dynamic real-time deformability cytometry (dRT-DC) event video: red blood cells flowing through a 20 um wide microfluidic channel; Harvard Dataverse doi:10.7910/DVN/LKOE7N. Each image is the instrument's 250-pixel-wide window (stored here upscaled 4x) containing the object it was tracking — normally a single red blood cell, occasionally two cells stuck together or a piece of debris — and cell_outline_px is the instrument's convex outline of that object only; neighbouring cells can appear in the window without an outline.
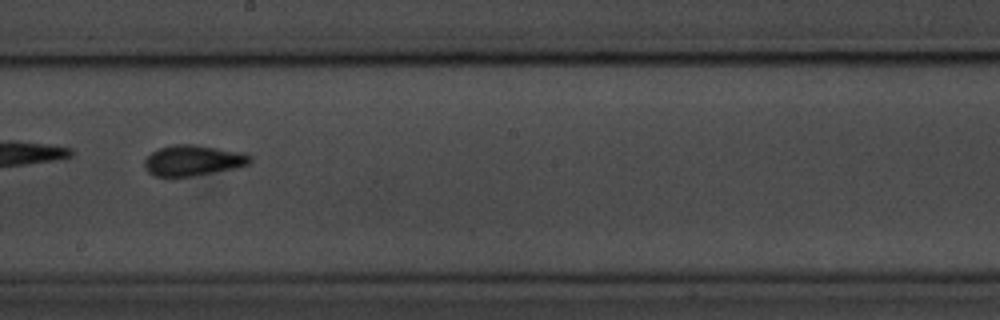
{"species": "common noctule bat (a hibernating species)", "species_latin": "Nyctalus noctula", "temperature_condition": "room temperature", "stored_images_in_passage": 45, "camera_frame_rate_fps": 3000, "um_per_image_px": 0.085, "animal": {"sex": "male", "body_mass_g": 20.1, "forearm_length_mm": 53.5}, "frame": {"image": 1, "passage_image": 20, "time_ms": 6.333, "image_size_px": [1000, 320], "cell_outline_px": [[252, 160], [248, 164], [232, 168], [192, 176], [156, 176], [148, 172], [144, 168], [144, 160], [152, 152], [160, 148], [172, 144], [192, 144], [244, 152], [252, 156]], "centroid_in_image_um": [16.39, 13.62], "position_along_channel_um": 231.8, "area_um2": 18.67}}
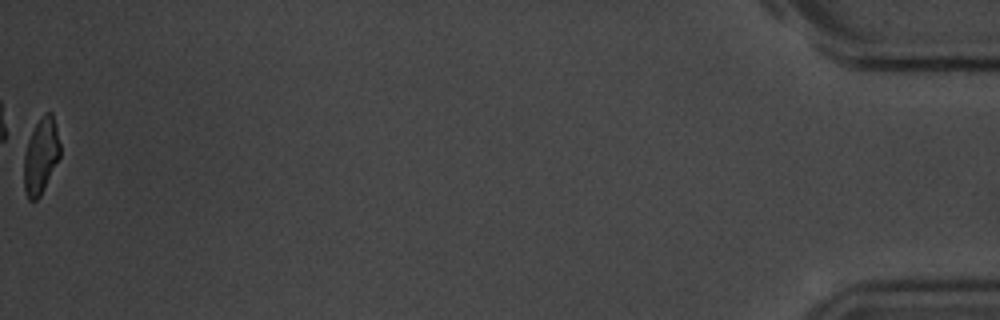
{"frame": {"image": 2, "passage_image": 45, "time_ms": 14.667, "image_size_px": [1000, 320], "cell_outline_px": [[60, 156], [40, 196], [36, 200], [28, 200], [24, 192], [24, 156], [28, 140], [36, 124], [44, 112], [52, 112], [60, 144]], "centroid_in_image_um": [3.47, 13.27], "position_along_channel_um": 431.7, "area_um2": 15.78}, "authors_computed_cell_mechanics": {"area_um2": 17.6868, "velocity_mm_per_s": 3.5984, "shape_relaxation_time_tau1_ms": 3.0525, "shape_relaxation_time_tau2_ms": 1.2803, "deformation_change_tau1": 0.1191, "deformation_change_tau2": 0.0679}}